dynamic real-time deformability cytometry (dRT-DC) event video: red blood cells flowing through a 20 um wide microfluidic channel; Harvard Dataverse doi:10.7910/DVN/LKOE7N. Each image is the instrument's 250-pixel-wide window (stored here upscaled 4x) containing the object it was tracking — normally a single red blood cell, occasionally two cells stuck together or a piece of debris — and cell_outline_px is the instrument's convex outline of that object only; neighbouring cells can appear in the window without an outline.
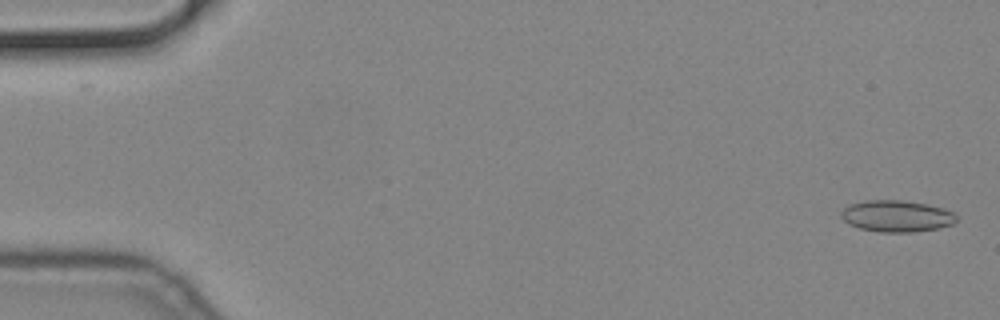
{"species": "common noctule bat (a hibernating species)", "species_latin": "Nyctalus noctula", "temperature_condition": "cold", "stored_images_in_passage": 53, "camera_frame_rate_fps": 3000, "um_per_image_px": 0.085, "animal": {"sex": "male", "body_mass_g": 19.2, "forearm_length_mm": 51.8}, "frame": {"image": 1, "passage_image": 1, "time_ms": 0.0, "image_size_px": [1000, 320], "cell_outline_px": [[956, 220], [952, 224], [936, 228], [912, 232], [880, 232], [860, 228], [848, 224], [840, 216], [840, 212], [848, 204], [868, 200], [900, 200], [928, 204], [944, 208], [952, 212], [956, 216]], "centroid_in_image_um": [76.18, 18.36], "position_along_channel_um": 8.8, "area_um2": 21.15}}
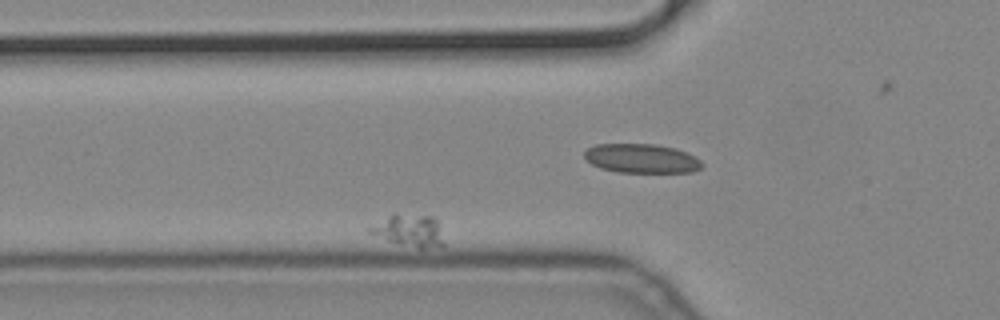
{"frame": {"image": 2, "passage_image": 18, "time_ms": 5.667, "image_size_px": [1000, 320], "cell_outline_px": [[444, 244], [424, 248], [416, 248], [400, 244], [388, 240], [368, 232], [368, 228], [392, 212], [396, 212], [436, 216], [444, 240]], "centroid_in_image_um": [34.8, 19.54], "position_along_channel_um": 91.0, "area_um2": 14.1}}
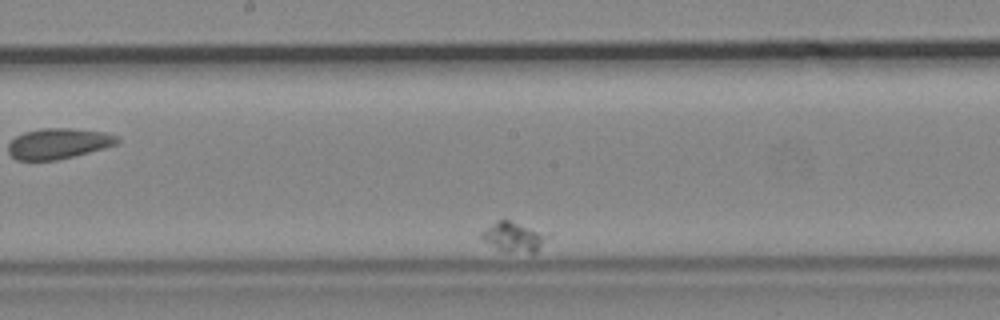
{"frame": {"image": 3, "passage_image": 33, "time_ms": 10.667, "image_size_px": [1000, 320], "cell_outline_px": [[552, 236], [536, 252], [504, 252], [496, 248], [484, 240], [480, 236], [480, 232], [500, 220], [508, 220], [552, 232]], "centroid_in_image_um": [43.79, 20.13], "position_along_channel_um": 204.4, "area_um2": 11.73}}